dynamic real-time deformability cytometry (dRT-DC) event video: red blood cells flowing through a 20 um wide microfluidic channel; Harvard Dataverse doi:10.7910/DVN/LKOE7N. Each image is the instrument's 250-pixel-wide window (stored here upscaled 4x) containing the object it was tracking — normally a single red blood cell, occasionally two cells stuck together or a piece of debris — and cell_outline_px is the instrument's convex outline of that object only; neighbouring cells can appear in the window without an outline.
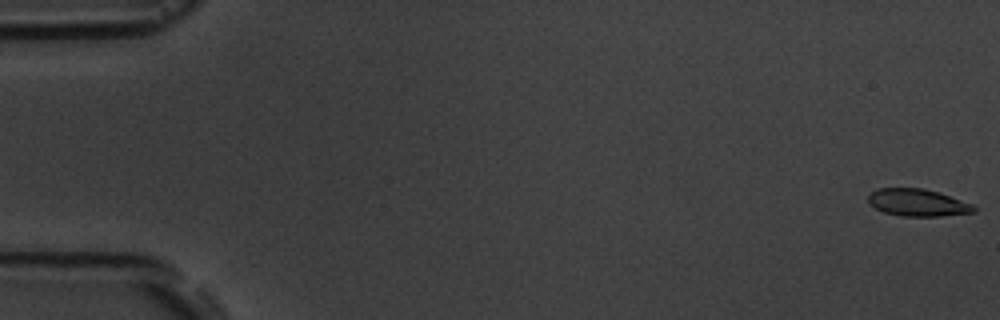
{"species": "common noctule bat (a hibernating species)", "species_latin": "Nyctalus noctula", "temperature_condition": "room temperature", "stored_images_in_passage": 6, "camera_frame_rate_fps": 3000, "um_per_image_px": 0.085, "animal": {"sex": "male", "body_mass_g": 19.5, "forearm_length_mm": 54.6}, "frame": {"image": 1, "passage_image": 1, "time_ms": 0.0, "image_size_px": [1000, 320], "cell_outline_px": [[976, 212], [940, 216], [900, 216], [884, 212], [868, 204], [868, 196], [872, 192], [880, 188], [924, 188], [972, 204], [976, 208]], "centroid_in_image_um": [77.97, 17.23], "position_along_channel_um": 7.0, "area_um2": 16.59}}
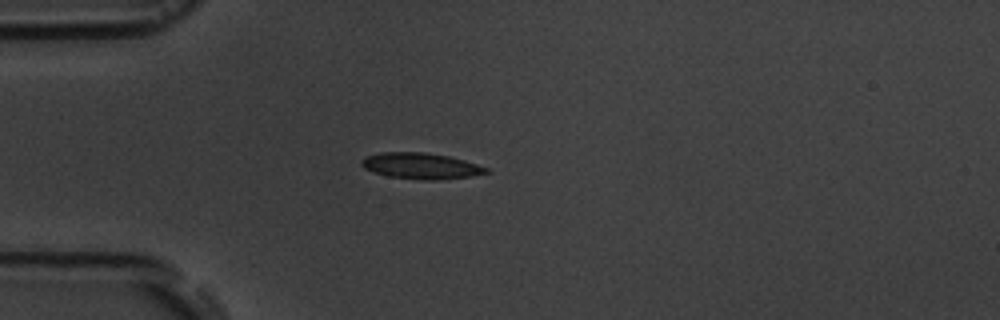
{"frame": {"image": 2, "passage_image": 5, "time_ms": 5.0, "image_size_px": [1000, 320], "cell_outline_px": [[488, 172], [468, 176], [440, 180], [420, 180], [388, 176], [364, 168], [360, 164], [360, 160], [364, 156], [380, 152], [424, 152], [448, 156], [464, 160], [488, 168]], "centroid_in_image_um": [35.72, 14.09], "position_along_channel_um": 49.3, "area_um2": 18.84}}